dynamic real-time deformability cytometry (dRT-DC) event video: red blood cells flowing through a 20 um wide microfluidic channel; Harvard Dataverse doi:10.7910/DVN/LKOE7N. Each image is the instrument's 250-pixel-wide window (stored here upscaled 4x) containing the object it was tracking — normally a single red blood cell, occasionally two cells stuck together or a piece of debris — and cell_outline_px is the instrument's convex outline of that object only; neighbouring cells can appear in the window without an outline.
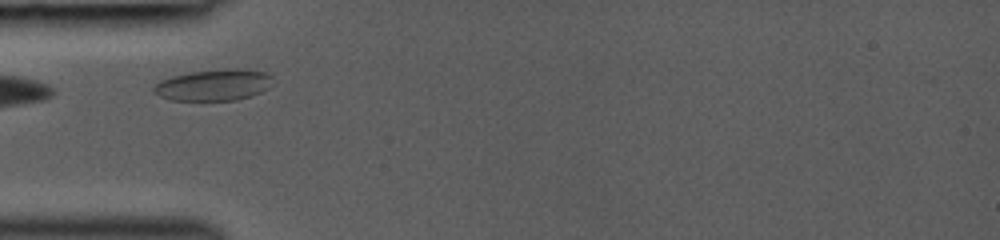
{"species": "common noctule bat (a hibernating species)", "species_latin": "Nyctalus noctula", "temperature_condition": "room temperature", "stored_images_in_passage": 27, "camera_frame_rate_fps": 3000, "um_per_image_px": 0.085, "animal": {"sex": "female", "body_mass_g": 19.0, "forearm_length_mm": 53.3}, "frame": {"image": 1, "passage_image": 1, "time_ms": 0.0, "image_size_px": [1000, 240], "cell_outline_px": [[272, 76], [268, 88], [252, 96], [236, 100], [168, 100], [152, 92], [152, 88], [160, 80], [172, 76], [188, 72], [236, 68], [264, 72]], "centroid_in_image_um": [18.12, 7.23], "position_along_channel_um": 66.9, "area_um2": 21.68}}
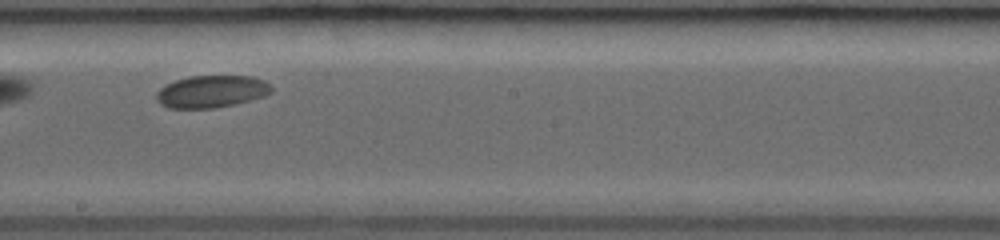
{"frame": {"image": 2, "passage_image": 13, "time_ms": 4.0, "image_size_px": [1000, 240], "cell_outline_px": [[272, 92], [264, 96], [232, 104], [212, 108], [168, 108], [160, 104], [156, 100], [156, 92], [160, 88], [176, 80], [188, 76], [252, 76], [264, 80], [272, 88]], "centroid_in_image_um": [17.95, 7.77], "position_along_channel_um": 230.2, "area_um2": 21.44}}
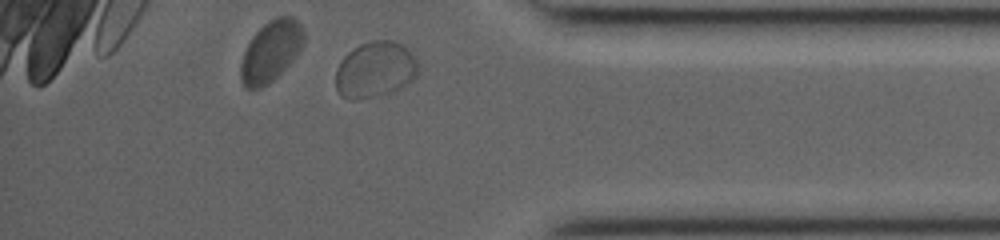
{"frame": {"image": 3, "passage_image": 26, "time_ms": 8.333, "image_size_px": [1000, 240], "cell_outline_px": [[420, 64], [416, 76], [408, 84], [392, 92], [360, 100], [348, 100], [340, 96], [336, 88], [336, 68], [340, 60], [352, 48], [360, 44], [372, 40], [392, 40], [400, 44], [412, 52], [416, 56]], "centroid_in_image_um": [31.89, 5.93], "position_along_channel_um": 403.3, "area_um2": 27.51}}